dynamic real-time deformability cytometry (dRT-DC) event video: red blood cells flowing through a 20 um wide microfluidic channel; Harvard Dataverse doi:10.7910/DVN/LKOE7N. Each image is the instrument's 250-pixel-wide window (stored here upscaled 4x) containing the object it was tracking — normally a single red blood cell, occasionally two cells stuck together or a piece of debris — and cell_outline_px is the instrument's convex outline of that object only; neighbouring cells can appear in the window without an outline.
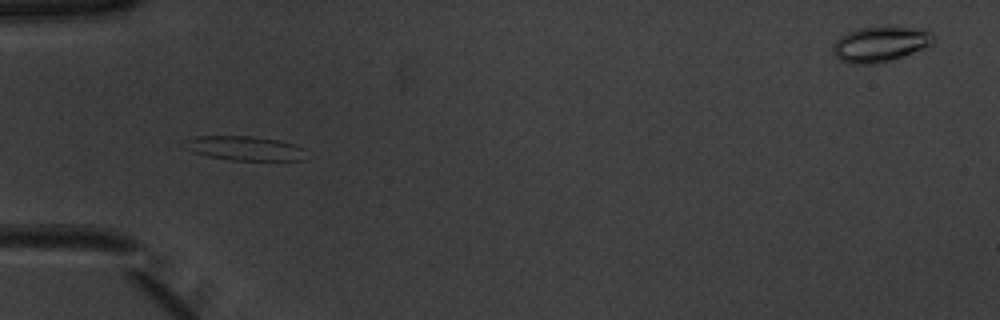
{"species": "common noctule bat (a hibernating species)", "species_latin": "Nyctalus noctula", "temperature_condition": "warm", "stored_images_in_passage": 40, "camera_frame_rate_fps": 3000, "um_per_image_px": 0.085, "animal": {"sex": "male", "body_mass_g": 20.1, "forearm_length_mm": 53.5}, "frame": {"image": 1, "passage_image": 5, "time_ms": 1.333, "image_size_px": [1000, 320], "cell_outline_px": [[308, 160], [232, 160], [208, 156], [192, 152], [184, 140], [192, 136], [252, 136], [280, 140], [296, 144], [304, 148]], "centroid_in_image_um": [20.88, 12.6], "position_along_channel_um": 64.1, "area_um2": 17.34}}
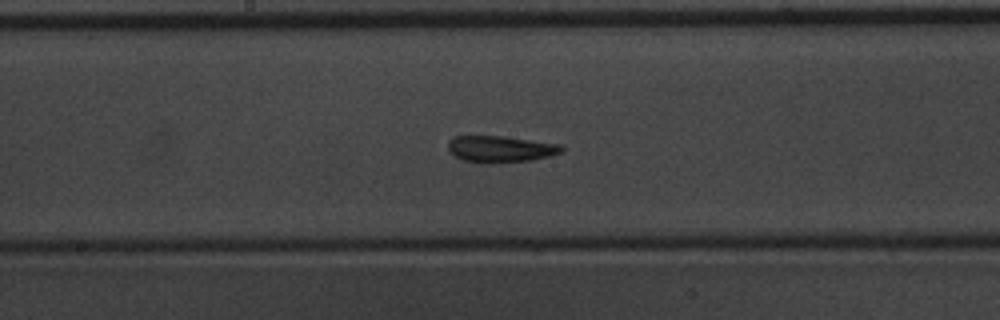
{"frame": {"image": 2, "passage_image": 16, "time_ms": 5.0, "image_size_px": [1000, 320], "cell_outline_px": [[564, 152], [532, 160], [488, 164], [484, 164], [464, 160], [456, 156], [448, 148], [448, 140], [456, 136], [504, 136], [564, 144]], "centroid_in_image_um": [42.6, 12.67], "position_along_channel_um": 205.6, "area_um2": 17.8}}
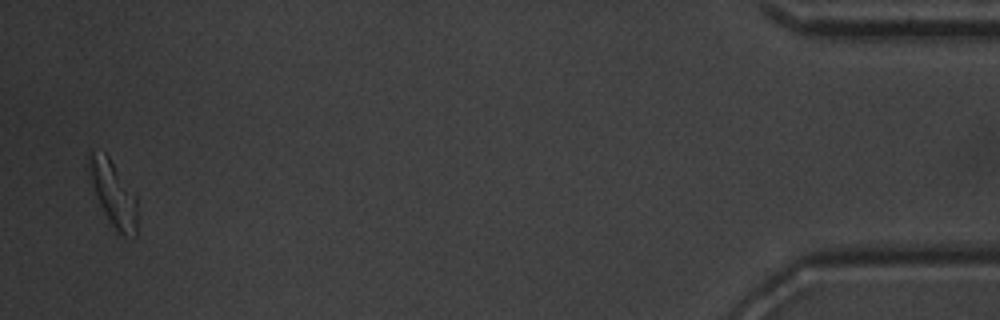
{"frame": {"image": 3, "passage_image": 39, "time_ms": 12.667, "image_size_px": [1000, 320], "cell_outline_px": [[136, 236], [116, 236], [96, 196], [88, 164], [88, 152], [104, 152], [108, 156], [136, 196]], "centroid_in_image_um": [9.64, 16.53], "position_along_channel_um": 425.6, "area_um2": 18.09}, "authors_computed_cell_mechanics": {"area_um2": 17.3978, "velocity_mm_per_s": 3.9092, "shape_relaxation_time_tau1_ms": 3.3446, "shape_relaxation_time_tau2_ms": 1.3332, "deformation_change_tau1": 0.1483, "deformation_change_tau2": 0.1048}}